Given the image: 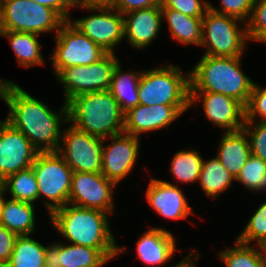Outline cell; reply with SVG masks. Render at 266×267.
Listing matches in <instances>:
<instances>
[{
    "mask_svg": "<svg viewBox=\"0 0 266 267\" xmlns=\"http://www.w3.org/2000/svg\"><path fill=\"white\" fill-rule=\"evenodd\" d=\"M242 57L202 55L189 72L190 92L220 93L246 107L255 82L243 73Z\"/></svg>",
    "mask_w": 266,
    "mask_h": 267,
    "instance_id": "cell-3",
    "label": "cell"
},
{
    "mask_svg": "<svg viewBox=\"0 0 266 267\" xmlns=\"http://www.w3.org/2000/svg\"><path fill=\"white\" fill-rule=\"evenodd\" d=\"M190 105H137L124 114V133L140 138L146 132L168 128Z\"/></svg>",
    "mask_w": 266,
    "mask_h": 267,
    "instance_id": "cell-16",
    "label": "cell"
},
{
    "mask_svg": "<svg viewBox=\"0 0 266 267\" xmlns=\"http://www.w3.org/2000/svg\"><path fill=\"white\" fill-rule=\"evenodd\" d=\"M246 28L248 42L251 40L266 44V0H254Z\"/></svg>",
    "mask_w": 266,
    "mask_h": 267,
    "instance_id": "cell-34",
    "label": "cell"
},
{
    "mask_svg": "<svg viewBox=\"0 0 266 267\" xmlns=\"http://www.w3.org/2000/svg\"><path fill=\"white\" fill-rule=\"evenodd\" d=\"M122 15L143 8L161 5V0H105Z\"/></svg>",
    "mask_w": 266,
    "mask_h": 267,
    "instance_id": "cell-39",
    "label": "cell"
},
{
    "mask_svg": "<svg viewBox=\"0 0 266 267\" xmlns=\"http://www.w3.org/2000/svg\"><path fill=\"white\" fill-rule=\"evenodd\" d=\"M124 38L134 49H144L158 37L162 26L161 5L134 10L123 14Z\"/></svg>",
    "mask_w": 266,
    "mask_h": 267,
    "instance_id": "cell-20",
    "label": "cell"
},
{
    "mask_svg": "<svg viewBox=\"0 0 266 267\" xmlns=\"http://www.w3.org/2000/svg\"><path fill=\"white\" fill-rule=\"evenodd\" d=\"M119 63L115 53H107L90 65L62 68L56 77L64 86V102L67 104L80 94L109 90L114 69Z\"/></svg>",
    "mask_w": 266,
    "mask_h": 267,
    "instance_id": "cell-10",
    "label": "cell"
},
{
    "mask_svg": "<svg viewBox=\"0 0 266 267\" xmlns=\"http://www.w3.org/2000/svg\"><path fill=\"white\" fill-rule=\"evenodd\" d=\"M2 100L9 108L5 121L21 131L38 152L58 151L61 125L68 123V106L65 102L59 112L53 111L14 81L5 84Z\"/></svg>",
    "mask_w": 266,
    "mask_h": 267,
    "instance_id": "cell-1",
    "label": "cell"
},
{
    "mask_svg": "<svg viewBox=\"0 0 266 267\" xmlns=\"http://www.w3.org/2000/svg\"><path fill=\"white\" fill-rule=\"evenodd\" d=\"M253 2L254 0H220L221 7L216 8L212 3H209V9L247 23L251 16Z\"/></svg>",
    "mask_w": 266,
    "mask_h": 267,
    "instance_id": "cell-37",
    "label": "cell"
},
{
    "mask_svg": "<svg viewBox=\"0 0 266 267\" xmlns=\"http://www.w3.org/2000/svg\"><path fill=\"white\" fill-rule=\"evenodd\" d=\"M259 247L261 250L262 257L266 263V239L261 244H259Z\"/></svg>",
    "mask_w": 266,
    "mask_h": 267,
    "instance_id": "cell-44",
    "label": "cell"
},
{
    "mask_svg": "<svg viewBox=\"0 0 266 267\" xmlns=\"http://www.w3.org/2000/svg\"><path fill=\"white\" fill-rule=\"evenodd\" d=\"M216 158L236 179L251 155L250 143L246 131L224 132L218 144Z\"/></svg>",
    "mask_w": 266,
    "mask_h": 267,
    "instance_id": "cell-22",
    "label": "cell"
},
{
    "mask_svg": "<svg viewBox=\"0 0 266 267\" xmlns=\"http://www.w3.org/2000/svg\"><path fill=\"white\" fill-rule=\"evenodd\" d=\"M234 180L229 171L216 157L206 162L203 159L198 183L207 197L216 199L225 190L232 187Z\"/></svg>",
    "mask_w": 266,
    "mask_h": 267,
    "instance_id": "cell-27",
    "label": "cell"
},
{
    "mask_svg": "<svg viewBox=\"0 0 266 267\" xmlns=\"http://www.w3.org/2000/svg\"><path fill=\"white\" fill-rule=\"evenodd\" d=\"M3 31L27 32L40 35L55 31L65 20L50 7L31 0H0Z\"/></svg>",
    "mask_w": 266,
    "mask_h": 267,
    "instance_id": "cell-9",
    "label": "cell"
},
{
    "mask_svg": "<svg viewBox=\"0 0 266 267\" xmlns=\"http://www.w3.org/2000/svg\"><path fill=\"white\" fill-rule=\"evenodd\" d=\"M115 186L102 173L73 172L68 204L113 215Z\"/></svg>",
    "mask_w": 266,
    "mask_h": 267,
    "instance_id": "cell-13",
    "label": "cell"
},
{
    "mask_svg": "<svg viewBox=\"0 0 266 267\" xmlns=\"http://www.w3.org/2000/svg\"><path fill=\"white\" fill-rule=\"evenodd\" d=\"M104 139L102 148V175L108 180L119 184L131 172L139 156L140 138L121 133ZM107 143V145H105Z\"/></svg>",
    "mask_w": 266,
    "mask_h": 267,
    "instance_id": "cell-15",
    "label": "cell"
},
{
    "mask_svg": "<svg viewBox=\"0 0 266 267\" xmlns=\"http://www.w3.org/2000/svg\"><path fill=\"white\" fill-rule=\"evenodd\" d=\"M195 252L197 251L192 250L191 253L188 254V256L183 258V260H181L179 263H177L176 265L172 267H195L197 259L201 256L200 254L198 253L196 254Z\"/></svg>",
    "mask_w": 266,
    "mask_h": 267,
    "instance_id": "cell-42",
    "label": "cell"
},
{
    "mask_svg": "<svg viewBox=\"0 0 266 267\" xmlns=\"http://www.w3.org/2000/svg\"><path fill=\"white\" fill-rule=\"evenodd\" d=\"M17 235L0 224V265H7L11 258Z\"/></svg>",
    "mask_w": 266,
    "mask_h": 267,
    "instance_id": "cell-40",
    "label": "cell"
},
{
    "mask_svg": "<svg viewBox=\"0 0 266 267\" xmlns=\"http://www.w3.org/2000/svg\"><path fill=\"white\" fill-rule=\"evenodd\" d=\"M38 186V199L44 196L49 215L69 202L73 171L57 152H39L31 166Z\"/></svg>",
    "mask_w": 266,
    "mask_h": 267,
    "instance_id": "cell-8",
    "label": "cell"
},
{
    "mask_svg": "<svg viewBox=\"0 0 266 267\" xmlns=\"http://www.w3.org/2000/svg\"><path fill=\"white\" fill-rule=\"evenodd\" d=\"M5 192L7 191L4 185L1 183L0 184V217H1V211H2L3 205L5 203V198H4V194H6Z\"/></svg>",
    "mask_w": 266,
    "mask_h": 267,
    "instance_id": "cell-43",
    "label": "cell"
},
{
    "mask_svg": "<svg viewBox=\"0 0 266 267\" xmlns=\"http://www.w3.org/2000/svg\"><path fill=\"white\" fill-rule=\"evenodd\" d=\"M235 181L249 191H266V162L251 154Z\"/></svg>",
    "mask_w": 266,
    "mask_h": 267,
    "instance_id": "cell-32",
    "label": "cell"
},
{
    "mask_svg": "<svg viewBox=\"0 0 266 267\" xmlns=\"http://www.w3.org/2000/svg\"><path fill=\"white\" fill-rule=\"evenodd\" d=\"M256 120L266 122V87L254 83L249 102L245 107V121Z\"/></svg>",
    "mask_w": 266,
    "mask_h": 267,
    "instance_id": "cell-36",
    "label": "cell"
},
{
    "mask_svg": "<svg viewBox=\"0 0 266 267\" xmlns=\"http://www.w3.org/2000/svg\"><path fill=\"white\" fill-rule=\"evenodd\" d=\"M57 153L73 172L101 173L104 139L89 135L70 124L63 130Z\"/></svg>",
    "mask_w": 266,
    "mask_h": 267,
    "instance_id": "cell-12",
    "label": "cell"
},
{
    "mask_svg": "<svg viewBox=\"0 0 266 267\" xmlns=\"http://www.w3.org/2000/svg\"><path fill=\"white\" fill-rule=\"evenodd\" d=\"M266 239V201L262 203L250 217L246 227L238 235L236 240L240 243L251 245L256 241V246Z\"/></svg>",
    "mask_w": 266,
    "mask_h": 267,
    "instance_id": "cell-33",
    "label": "cell"
},
{
    "mask_svg": "<svg viewBox=\"0 0 266 267\" xmlns=\"http://www.w3.org/2000/svg\"><path fill=\"white\" fill-rule=\"evenodd\" d=\"M176 240L170 231L151 228L142 234L136 245L137 258L147 266H160L169 262L176 251Z\"/></svg>",
    "mask_w": 266,
    "mask_h": 267,
    "instance_id": "cell-21",
    "label": "cell"
},
{
    "mask_svg": "<svg viewBox=\"0 0 266 267\" xmlns=\"http://www.w3.org/2000/svg\"><path fill=\"white\" fill-rule=\"evenodd\" d=\"M33 203L9 198L5 199L0 224L16 235H31L36 228Z\"/></svg>",
    "mask_w": 266,
    "mask_h": 267,
    "instance_id": "cell-23",
    "label": "cell"
},
{
    "mask_svg": "<svg viewBox=\"0 0 266 267\" xmlns=\"http://www.w3.org/2000/svg\"><path fill=\"white\" fill-rule=\"evenodd\" d=\"M46 246L30 235H17L8 267H45Z\"/></svg>",
    "mask_w": 266,
    "mask_h": 267,
    "instance_id": "cell-28",
    "label": "cell"
},
{
    "mask_svg": "<svg viewBox=\"0 0 266 267\" xmlns=\"http://www.w3.org/2000/svg\"><path fill=\"white\" fill-rule=\"evenodd\" d=\"M68 123L102 139L124 132V112L109 90L77 95L68 103Z\"/></svg>",
    "mask_w": 266,
    "mask_h": 267,
    "instance_id": "cell-4",
    "label": "cell"
},
{
    "mask_svg": "<svg viewBox=\"0 0 266 267\" xmlns=\"http://www.w3.org/2000/svg\"><path fill=\"white\" fill-rule=\"evenodd\" d=\"M242 21L208 9L202 20V41L205 47L203 55L238 57L242 56L248 40L246 23L239 28ZM245 26V27H244Z\"/></svg>",
    "mask_w": 266,
    "mask_h": 267,
    "instance_id": "cell-7",
    "label": "cell"
},
{
    "mask_svg": "<svg viewBox=\"0 0 266 267\" xmlns=\"http://www.w3.org/2000/svg\"><path fill=\"white\" fill-rule=\"evenodd\" d=\"M219 258L226 267H266L259 245L253 248L237 240L234 247L220 251Z\"/></svg>",
    "mask_w": 266,
    "mask_h": 267,
    "instance_id": "cell-31",
    "label": "cell"
},
{
    "mask_svg": "<svg viewBox=\"0 0 266 267\" xmlns=\"http://www.w3.org/2000/svg\"><path fill=\"white\" fill-rule=\"evenodd\" d=\"M140 76V70L139 72L130 70L124 73L120 63L114 69L109 91L124 113L139 105L138 86Z\"/></svg>",
    "mask_w": 266,
    "mask_h": 267,
    "instance_id": "cell-26",
    "label": "cell"
},
{
    "mask_svg": "<svg viewBox=\"0 0 266 267\" xmlns=\"http://www.w3.org/2000/svg\"><path fill=\"white\" fill-rule=\"evenodd\" d=\"M161 9H173L191 17H203L209 9L208 0H161Z\"/></svg>",
    "mask_w": 266,
    "mask_h": 267,
    "instance_id": "cell-38",
    "label": "cell"
},
{
    "mask_svg": "<svg viewBox=\"0 0 266 267\" xmlns=\"http://www.w3.org/2000/svg\"><path fill=\"white\" fill-rule=\"evenodd\" d=\"M118 256V249L54 242L46 247L45 267H102Z\"/></svg>",
    "mask_w": 266,
    "mask_h": 267,
    "instance_id": "cell-18",
    "label": "cell"
},
{
    "mask_svg": "<svg viewBox=\"0 0 266 267\" xmlns=\"http://www.w3.org/2000/svg\"><path fill=\"white\" fill-rule=\"evenodd\" d=\"M39 152L31 142L3 120L0 124V181L33 165Z\"/></svg>",
    "mask_w": 266,
    "mask_h": 267,
    "instance_id": "cell-14",
    "label": "cell"
},
{
    "mask_svg": "<svg viewBox=\"0 0 266 267\" xmlns=\"http://www.w3.org/2000/svg\"><path fill=\"white\" fill-rule=\"evenodd\" d=\"M243 129L248 135L251 154L266 162V122L245 121Z\"/></svg>",
    "mask_w": 266,
    "mask_h": 267,
    "instance_id": "cell-35",
    "label": "cell"
},
{
    "mask_svg": "<svg viewBox=\"0 0 266 267\" xmlns=\"http://www.w3.org/2000/svg\"><path fill=\"white\" fill-rule=\"evenodd\" d=\"M55 10L65 21L70 20V11L76 0H31ZM70 9V10H69Z\"/></svg>",
    "mask_w": 266,
    "mask_h": 267,
    "instance_id": "cell-41",
    "label": "cell"
},
{
    "mask_svg": "<svg viewBox=\"0 0 266 267\" xmlns=\"http://www.w3.org/2000/svg\"><path fill=\"white\" fill-rule=\"evenodd\" d=\"M173 39L184 45H201L203 17H191L173 9H161Z\"/></svg>",
    "mask_w": 266,
    "mask_h": 267,
    "instance_id": "cell-24",
    "label": "cell"
},
{
    "mask_svg": "<svg viewBox=\"0 0 266 267\" xmlns=\"http://www.w3.org/2000/svg\"><path fill=\"white\" fill-rule=\"evenodd\" d=\"M189 99L190 108L201 99L207 119L217 127L225 129V132L237 131L243 128L245 107L236 99L212 92H190Z\"/></svg>",
    "mask_w": 266,
    "mask_h": 267,
    "instance_id": "cell-17",
    "label": "cell"
},
{
    "mask_svg": "<svg viewBox=\"0 0 266 267\" xmlns=\"http://www.w3.org/2000/svg\"><path fill=\"white\" fill-rule=\"evenodd\" d=\"M93 12L90 16L70 22L108 53L124 40L123 15L105 0H76L73 7Z\"/></svg>",
    "mask_w": 266,
    "mask_h": 267,
    "instance_id": "cell-6",
    "label": "cell"
},
{
    "mask_svg": "<svg viewBox=\"0 0 266 267\" xmlns=\"http://www.w3.org/2000/svg\"><path fill=\"white\" fill-rule=\"evenodd\" d=\"M54 38L56 45L50 60L55 75L64 67L90 65L108 53L85 36L70 20L62 24Z\"/></svg>",
    "mask_w": 266,
    "mask_h": 267,
    "instance_id": "cell-11",
    "label": "cell"
},
{
    "mask_svg": "<svg viewBox=\"0 0 266 267\" xmlns=\"http://www.w3.org/2000/svg\"><path fill=\"white\" fill-rule=\"evenodd\" d=\"M1 183L12 195L11 199L33 204L38 201V182L32 167L9 175Z\"/></svg>",
    "mask_w": 266,
    "mask_h": 267,
    "instance_id": "cell-29",
    "label": "cell"
},
{
    "mask_svg": "<svg viewBox=\"0 0 266 267\" xmlns=\"http://www.w3.org/2000/svg\"><path fill=\"white\" fill-rule=\"evenodd\" d=\"M203 158L197 150H181L172 161L170 171L181 183L197 182L201 172Z\"/></svg>",
    "mask_w": 266,
    "mask_h": 267,
    "instance_id": "cell-30",
    "label": "cell"
},
{
    "mask_svg": "<svg viewBox=\"0 0 266 267\" xmlns=\"http://www.w3.org/2000/svg\"><path fill=\"white\" fill-rule=\"evenodd\" d=\"M138 96L141 105H190L189 71L184 75L182 70L173 64L143 70Z\"/></svg>",
    "mask_w": 266,
    "mask_h": 267,
    "instance_id": "cell-5",
    "label": "cell"
},
{
    "mask_svg": "<svg viewBox=\"0 0 266 267\" xmlns=\"http://www.w3.org/2000/svg\"><path fill=\"white\" fill-rule=\"evenodd\" d=\"M108 216L109 213L98 209L66 204L54 210L49 219L53 229L68 242L95 249H118L119 255L125 248L117 246Z\"/></svg>",
    "mask_w": 266,
    "mask_h": 267,
    "instance_id": "cell-2",
    "label": "cell"
},
{
    "mask_svg": "<svg viewBox=\"0 0 266 267\" xmlns=\"http://www.w3.org/2000/svg\"><path fill=\"white\" fill-rule=\"evenodd\" d=\"M8 82V80H4V79H0V99H2V95H3V90H4V86L5 84Z\"/></svg>",
    "mask_w": 266,
    "mask_h": 267,
    "instance_id": "cell-45",
    "label": "cell"
},
{
    "mask_svg": "<svg viewBox=\"0 0 266 267\" xmlns=\"http://www.w3.org/2000/svg\"><path fill=\"white\" fill-rule=\"evenodd\" d=\"M3 33V25H2V13H1V2H0V36Z\"/></svg>",
    "mask_w": 266,
    "mask_h": 267,
    "instance_id": "cell-46",
    "label": "cell"
},
{
    "mask_svg": "<svg viewBox=\"0 0 266 267\" xmlns=\"http://www.w3.org/2000/svg\"><path fill=\"white\" fill-rule=\"evenodd\" d=\"M144 195L152 209L165 219H187L194 214L182 189L171 182L152 178Z\"/></svg>",
    "mask_w": 266,
    "mask_h": 267,
    "instance_id": "cell-19",
    "label": "cell"
},
{
    "mask_svg": "<svg viewBox=\"0 0 266 267\" xmlns=\"http://www.w3.org/2000/svg\"><path fill=\"white\" fill-rule=\"evenodd\" d=\"M1 36L8 38L19 66L29 68L34 65H44L45 61L41 52L42 45L37 39V36L40 35L27 32L3 31Z\"/></svg>",
    "mask_w": 266,
    "mask_h": 267,
    "instance_id": "cell-25",
    "label": "cell"
}]
</instances>
